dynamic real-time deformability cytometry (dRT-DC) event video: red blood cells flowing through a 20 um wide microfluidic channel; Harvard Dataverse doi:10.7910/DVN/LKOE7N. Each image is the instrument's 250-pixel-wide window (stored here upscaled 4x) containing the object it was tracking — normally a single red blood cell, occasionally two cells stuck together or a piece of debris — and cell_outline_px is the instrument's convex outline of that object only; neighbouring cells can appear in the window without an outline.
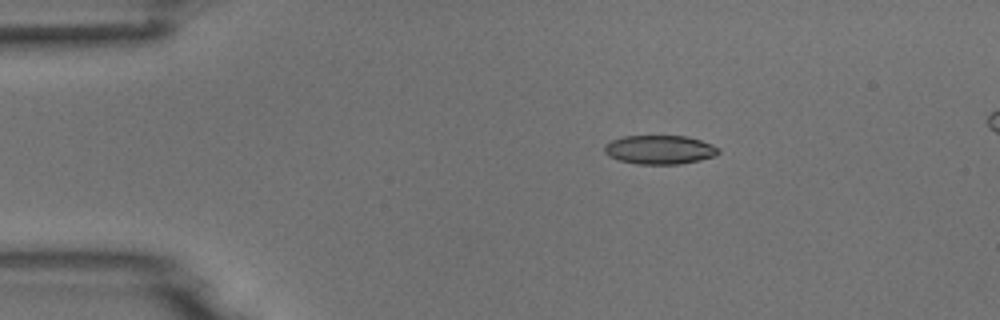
{"species": "common noctule bat (a hibernating species)", "species_latin": "Nyctalus noctula", "temperature_condition": "room temperature", "stored_images_in_passage": 9, "camera_frame_rate_fps": 3000, "um_per_image_px": 0.085, "animal": {"sex": "male", "body_mass_g": 18.8}, "frame": {"image": 1, "passage_image": 1, "time_ms": 0.0, "image_size_px": [1000, 320], "cell_outline_px": [[720, 152], [716, 156], [700, 160], [680, 164], [636, 164], [620, 160], [608, 156], [604, 152], [604, 148], [612, 140], [624, 136], [688, 136], [712, 144], [720, 148]], "centroid_in_image_um": [56.12, 12.73], "position_along_channel_um": 28.9, "area_um2": 19.25}}
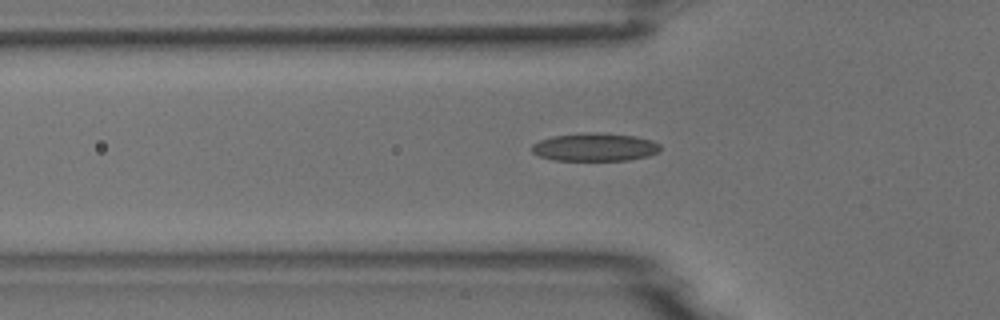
{"frame": {"image": 2, "passage_image": 9, "time_ms": 2.667, "image_size_px": [1000, 320], "cell_outline_px": [[660, 152], [648, 156], [628, 160], [552, 160], [540, 156], [532, 152], [532, 144], [540, 140], [552, 136], [588, 132], [596, 132], [636, 136], [652, 140], [660, 144]], "centroid_in_image_um": [50.58, 12.5], "position_along_channel_um": 75.2, "area_um2": 21.1}}